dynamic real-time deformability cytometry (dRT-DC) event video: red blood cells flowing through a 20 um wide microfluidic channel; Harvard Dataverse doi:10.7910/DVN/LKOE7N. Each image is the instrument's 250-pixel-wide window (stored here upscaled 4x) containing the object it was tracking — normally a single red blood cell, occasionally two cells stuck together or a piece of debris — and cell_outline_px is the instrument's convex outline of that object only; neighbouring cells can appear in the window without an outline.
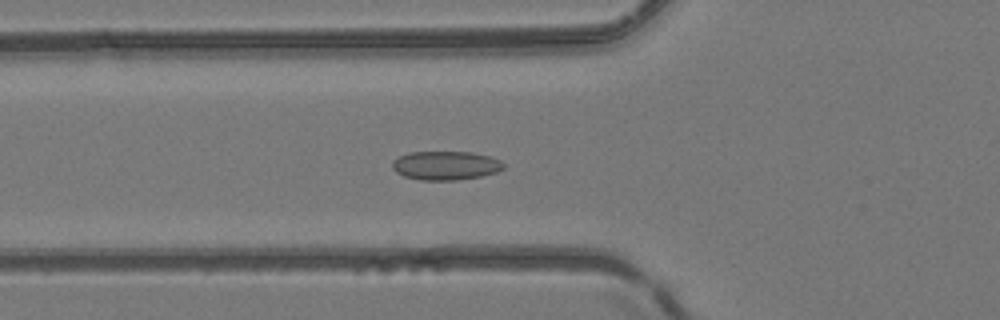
{"species": "common noctule bat (a hibernating species)", "species_latin": "Nyctalus noctula", "temperature_condition": "room temperature", "stored_images_in_passage": 52, "segment_of_instrument_passage": [1, 2], "camera_frame_rate_fps": 3000, "um_per_image_px": 0.085, "animal": {"sex": "female", "body_mass_g": 24.6, "forearm_length_mm": 56.2}, "frame": {"image": 1, "passage_image": 19, "time_ms": 6.0, "image_size_px": [1000, 320], "cell_outline_px": [[504, 168], [496, 172], [480, 176], [456, 180], [420, 180], [404, 176], [396, 172], [392, 168], [392, 160], [408, 152], [472, 152], [492, 156], [500, 160], [504, 164]], "centroid_in_image_um": [37.87, 14.06], "position_along_channel_um": 87.9, "area_um2": 18.79}}
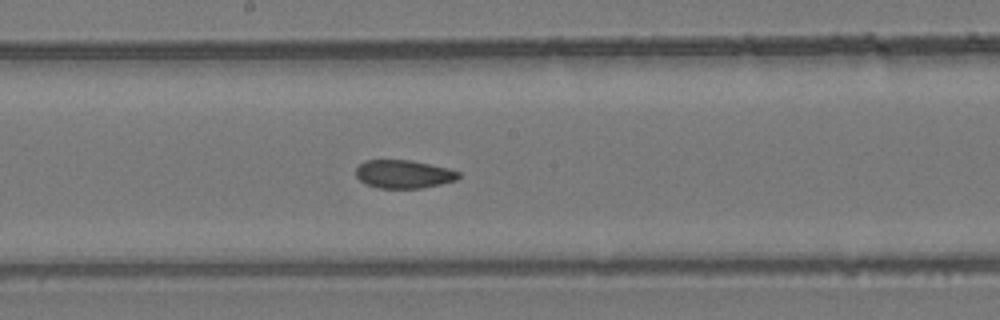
{"frame": {"image": 2, "passage_image": 28, "time_ms": 9.0, "image_size_px": [1000, 320], "cell_outline_px": [[460, 176], [456, 180], [440, 184], [420, 188], [376, 188], [364, 184], [356, 176], [356, 168], [364, 160], [408, 160], [448, 168], [460, 172]], "centroid_in_image_um": [34.28, 14.81], "position_along_channel_um": 213.9, "area_um2": 16.88}}
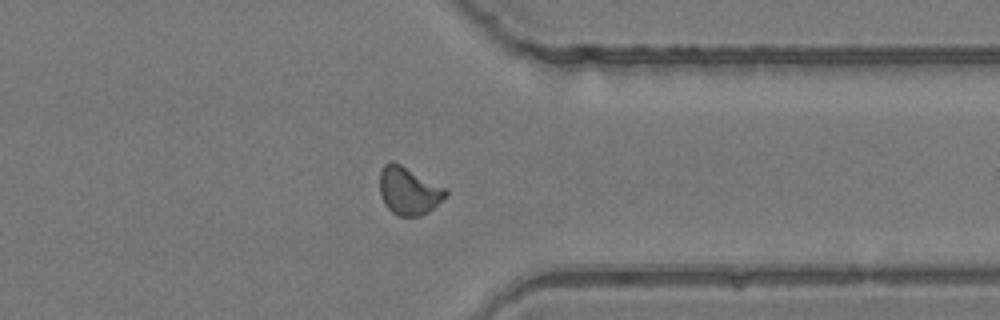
{"frame": {"image": 3, "passage_image": 40, "time_ms": 13.0, "image_size_px": [1000, 320], "cell_outline_px": [[448, 196], [428, 212], [420, 216], [400, 216], [392, 212], [384, 204], [380, 196], [380, 172], [384, 164], [388, 160], [392, 160], [448, 188]], "centroid_in_image_um": [34.76, 16.21], "position_along_channel_um": 376.6, "area_um2": 18.67}}